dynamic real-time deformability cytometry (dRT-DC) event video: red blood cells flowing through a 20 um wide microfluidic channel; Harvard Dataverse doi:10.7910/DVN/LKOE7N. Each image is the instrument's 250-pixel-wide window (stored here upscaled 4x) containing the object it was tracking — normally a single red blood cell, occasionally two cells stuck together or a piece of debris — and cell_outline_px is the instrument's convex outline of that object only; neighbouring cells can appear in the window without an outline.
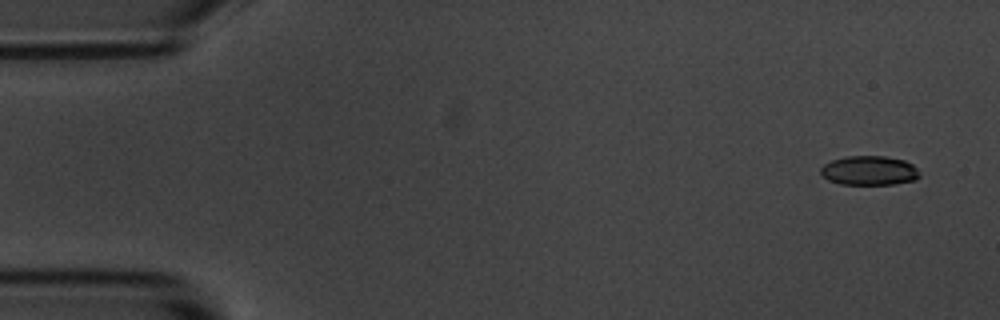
{"species": "common noctule bat (a hibernating species)", "species_latin": "Nyctalus noctula", "temperature_condition": "room temperature", "stored_images_in_passage": 8, "camera_frame_rate_fps": 3000, "um_per_image_px": 0.085, "animal": {"sex": "male", "body_mass_g": 20.1, "forearm_length_mm": 53.5}, "frame": {"image": 1, "passage_image": 1, "time_ms": 0.0, "image_size_px": [1000, 320], "cell_outline_px": [[920, 176], [916, 180], [892, 184], [840, 184], [828, 180], [820, 176], [820, 168], [824, 164], [832, 160], [844, 156], [884, 156], [904, 160], [912, 164], [916, 168]], "centroid_in_image_um": [73.85, 14.5], "position_along_channel_um": 11.2, "area_um2": 16.99}}
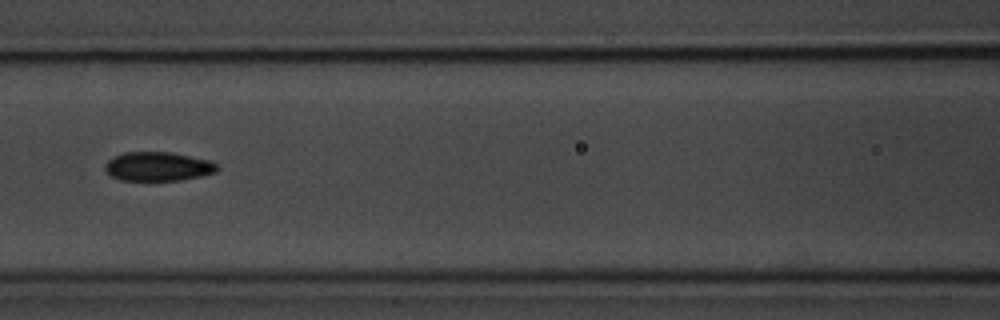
{"frame": {"image": 2, "passage_image": 7, "time_ms": 7.0, "image_size_px": [1000, 320], "cell_outline_px": [[220, 168], [216, 172], [200, 176], [180, 180], [152, 184], [120, 180], [112, 176], [104, 168], [104, 164], [108, 160], [124, 152], [172, 152], [212, 160]], "centroid_in_image_um": [13.44, 14.19], "position_along_channel_um": 153.2, "area_um2": 19.88}}
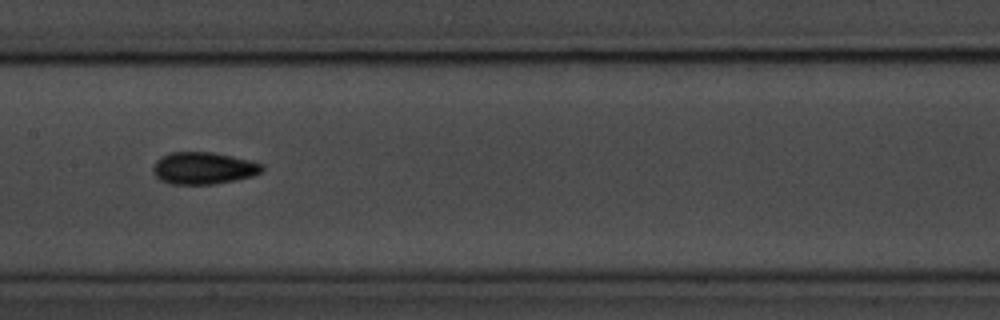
{"frame": {"image": 3, "passage_image": 8, "time_ms": 8.0, "image_size_px": [1000, 320], "cell_outline_px": [[264, 172], [252, 176], [236, 180], [212, 184], [172, 184], [160, 180], [152, 172], [152, 168], [156, 160], [160, 156], [172, 152], [212, 152], [232, 156], [264, 164]], "centroid_in_image_um": [17.29, 14.29], "position_along_channel_um": 190.1, "area_um2": 20.52}}